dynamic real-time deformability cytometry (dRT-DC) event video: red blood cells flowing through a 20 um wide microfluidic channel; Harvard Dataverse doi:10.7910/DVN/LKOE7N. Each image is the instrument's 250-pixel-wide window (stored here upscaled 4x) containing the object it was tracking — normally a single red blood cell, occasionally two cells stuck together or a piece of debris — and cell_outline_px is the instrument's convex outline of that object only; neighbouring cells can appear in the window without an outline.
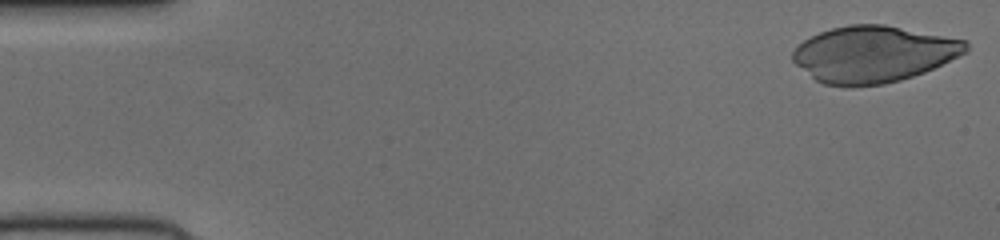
{"species": "human", "species_latin": "Homo sapiens", "temperature_condition": "cold", "stored_images_in_passage": 51, "camera_frame_rate_fps": 3000, "um_per_image_px": 0.085, "donor": {"sex": "female"}, "frame": {"image": 1, "passage_image": 1, "time_ms": 0.0, "image_size_px": [1000, 240], "cell_outline_px": [[968, 52], [924, 72], [900, 80], [884, 84], [852, 88], [844, 88], [824, 84], [816, 80], [796, 64], [792, 60], [792, 52], [804, 40], [820, 32], [832, 28], [848, 24], [884, 24], [968, 40]], "centroid_in_image_um": [74.25, 4.61], "position_along_channel_um": 10.7, "area_um2": 57.28}}